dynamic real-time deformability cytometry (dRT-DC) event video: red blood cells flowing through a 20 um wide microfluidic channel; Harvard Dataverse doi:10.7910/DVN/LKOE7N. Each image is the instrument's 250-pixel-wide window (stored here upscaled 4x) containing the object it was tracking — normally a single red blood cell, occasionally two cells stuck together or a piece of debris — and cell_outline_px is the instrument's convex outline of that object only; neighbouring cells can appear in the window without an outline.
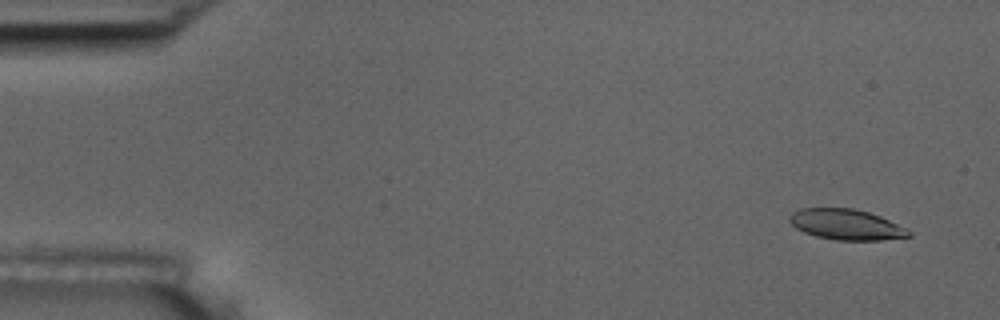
{"species": "common noctule bat (a hibernating species)", "species_latin": "Nyctalus noctula", "temperature_condition": "room temperature", "stored_images_in_passage": 8, "camera_frame_rate_fps": 3000, "um_per_image_px": 0.085, "animal": {"sex": "male", "body_mass_g": 17.5, "forearm_length_mm": 52.3}, "frame": {"image": 1, "passage_image": 2, "time_ms": 1.0, "image_size_px": [1000, 320], "cell_outline_px": [[912, 236], [880, 240], [836, 240], [816, 236], [804, 232], [796, 228], [788, 220], [788, 216], [792, 212], [800, 208], [852, 208], [868, 212], [880, 216], [908, 228], [912, 232]], "centroid_in_image_um": [71.94, 19.08], "position_along_channel_um": 13.1, "area_um2": 21.39}}
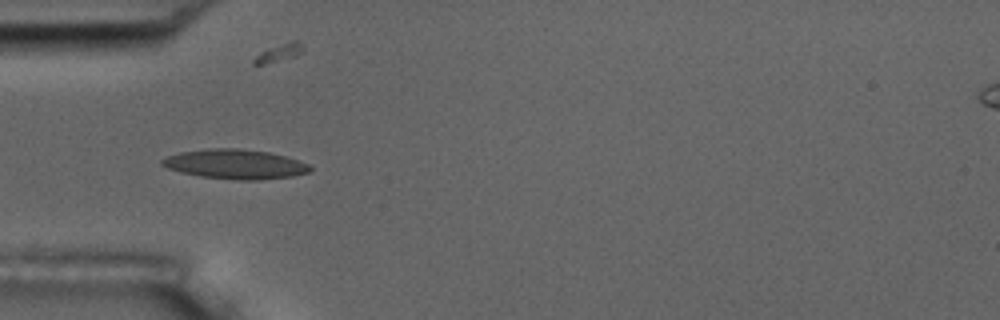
{"frame": {"image": 2, "passage_image": 6, "time_ms": 5.667, "image_size_px": [1000, 320], "cell_outline_px": [[312, 168], [308, 172], [292, 176], [256, 180], [240, 180], [200, 176], [180, 172], [168, 168], [160, 164], [160, 160], [168, 156], [180, 152], [208, 148], [240, 148], [268, 152], [284, 156], [308, 164]], "centroid_in_image_um": [19.95, 13.95], "position_along_channel_um": 65.1, "area_um2": 25.32}}